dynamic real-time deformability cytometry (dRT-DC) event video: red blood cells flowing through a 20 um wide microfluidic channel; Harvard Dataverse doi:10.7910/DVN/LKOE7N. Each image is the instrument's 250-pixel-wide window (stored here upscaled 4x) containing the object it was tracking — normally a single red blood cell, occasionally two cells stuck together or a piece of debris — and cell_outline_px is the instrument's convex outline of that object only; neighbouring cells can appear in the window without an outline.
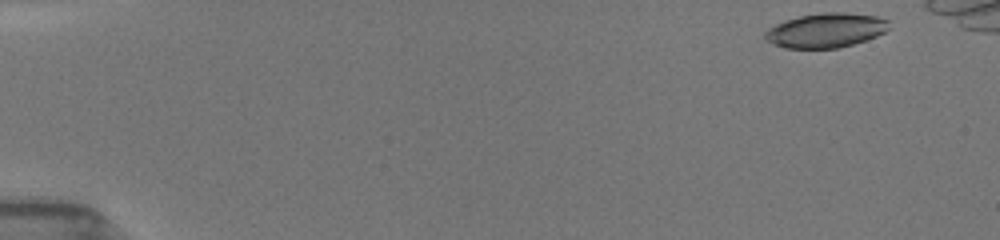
{"species": "common noctule bat (a hibernating species)", "species_latin": "Nyctalus noctula", "temperature_condition": "room temperature", "stored_images_in_passage": 45, "camera_frame_rate_fps": 3000, "um_per_image_px": 0.085, "animal": {"sex": "female", "body_mass_g": 19.5, "forearm_length_mm": 54.1}, "frame": {"image": 1, "passage_image": 1, "time_ms": 0.0, "image_size_px": [1000, 240], "cell_outline_px": [[888, 28], [884, 32], [876, 36], [840, 48], [784, 48], [764, 40], [764, 32], [768, 28], [784, 20], [800, 16], [820, 12], [844, 12], [876, 16], [888, 20]], "centroid_in_image_um": [70.15, 2.58], "position_along_channel_um": 14.9, "area_um2": 24.91}}
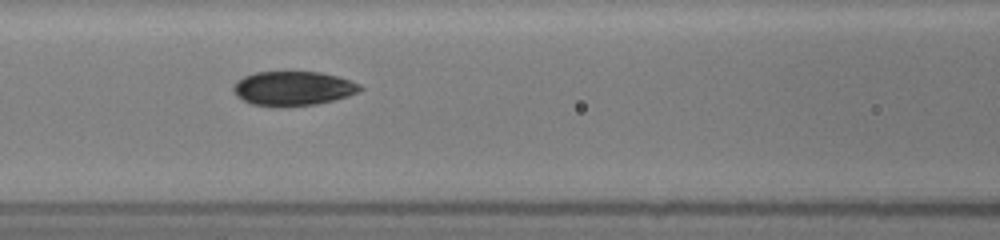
{"frame": {"image": 2, "passage_image": 21, "time_ms": 6.667, "image_size_px": [1000, 240], "cell_outline_px": [[364, 88], [360, 92], [348, 96], [316, 104], [280, 108], [252, 104], [236, 96], [232, 88], [236, 80], [244, 76], [256, 72], [320, 72], [336, 76], [360, 84]], "centroid_in_image_um": [24.89, 7.53], "position_along_channel_um": 141.7, "area_um2": 25.55}}
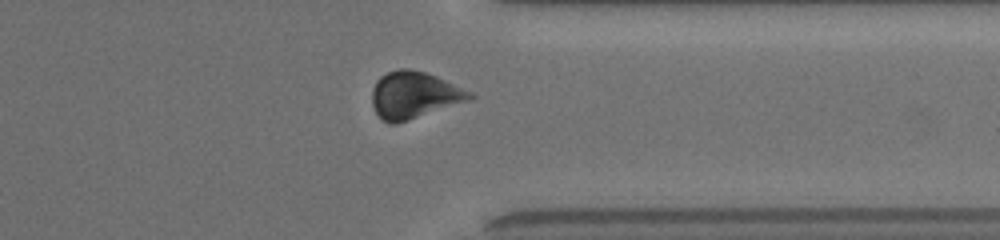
{"frame": {"image": 3, "passage_image": 39, "time_ms": 12.667, "image_size_px": [1000, 240], "cell_outline_px": [[476, 96], [472, 100], [396, 124], [388, 124], [380, 120], [372, 104], [372, 88], [376, 80], [380, 76], [388, 72], [400, 68], [408, 68], [424, 72], [436, 76], [472, 92]], "centroid_in_image_um": [35.19, 8.09], "position_along_channel_um": 376.2, "area_um2": 26.99}}